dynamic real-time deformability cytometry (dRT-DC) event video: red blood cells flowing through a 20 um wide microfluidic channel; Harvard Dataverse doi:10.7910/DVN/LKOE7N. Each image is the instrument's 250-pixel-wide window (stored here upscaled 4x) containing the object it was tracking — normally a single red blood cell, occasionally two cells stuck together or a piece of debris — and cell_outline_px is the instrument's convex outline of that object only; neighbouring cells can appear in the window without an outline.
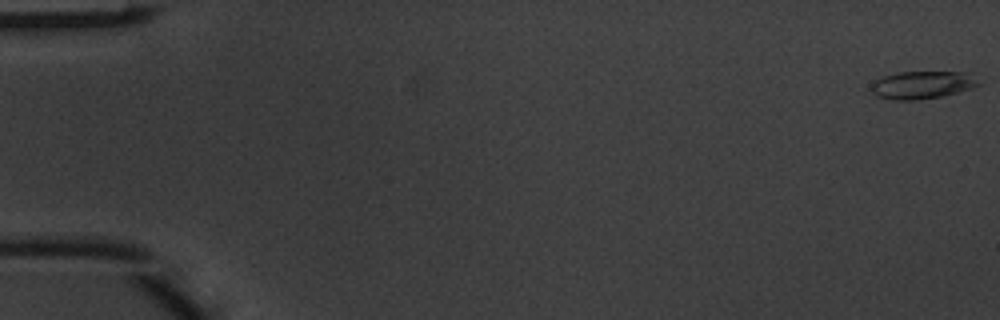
{"species": "common noctule bat (a hibernating species)", "species_latin": "Nyctalus noctula", "temperature_condition": "warm", "stored_images_in_passage": 5, "camera_frame_rate_fps": 3000, "um_per_image_px": 0.085, "animal": {"sex": "male", "body_mass_g": 20.1, "forearm_length_mm": 53.5}, "frame": {"image": 1, "passage_image": 1, "time_ms": 0.0, "image_size_px": [1000, 320], "cell_outline_px": [[980, 84], [972, 88], [944, 96], [916, 100], [892, 100], [876, 96], [872, 92], [872, 84], [876, 80], [884, 76], [896, 72], [972, 72]], "centroid_in_image_um": [78.42, 7.22], "position_along_channel_um": 6.6, "area_um2": 17.46}}
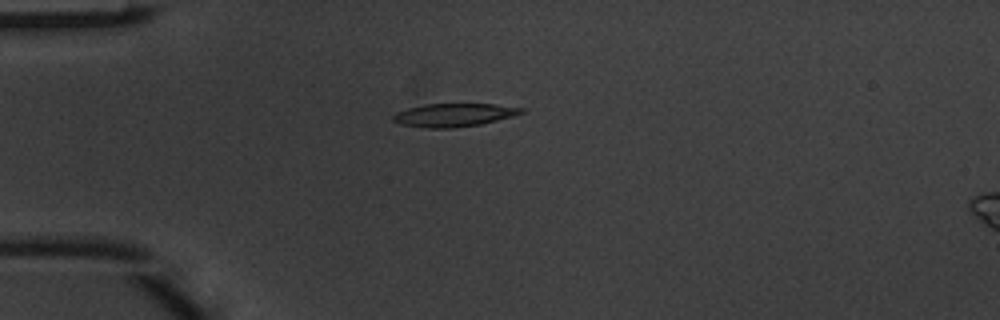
{"frame": {"image": 2, "passage_image": 5, "time_ms": 1.333, "image_size_px": [1000, 320], "cell_outline_px": [[524, 112], [512, 116], [480, 124], [452, 128], [424, 128], [400, 124], [392, 120], [392, 116], [396, 112], [408, 108], [424, 104], [496, 104], [524, 108]], "centroid_in_image_um": [38.54, 9.77], "position_along_channel_um": 46.5, "area_um2": 17.28}}